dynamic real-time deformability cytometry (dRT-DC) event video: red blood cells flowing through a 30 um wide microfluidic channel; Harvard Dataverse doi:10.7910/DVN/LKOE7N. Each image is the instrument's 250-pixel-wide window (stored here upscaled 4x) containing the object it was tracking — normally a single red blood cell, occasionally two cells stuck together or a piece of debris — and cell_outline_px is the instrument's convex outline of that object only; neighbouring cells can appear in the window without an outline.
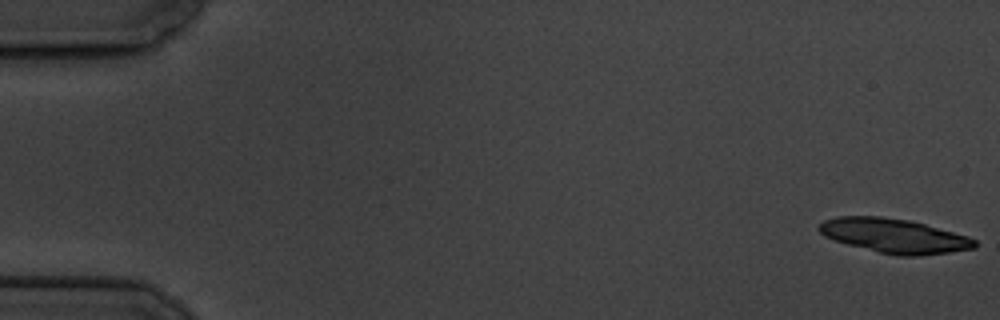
{"species": "common noctule bat (a hibernating species)", "species_latin": "Nyctalus noctula", "temperature_condition": "cold", "stored_images_in_passage": 14, "camera_frame_rate_fps": 3000, "um_per_image_px": 0.085, "animal": {"sex": "male", "body_mass_g": 19.5, "forearm_length_mm": 54.6}, "frame": {"image": 1, "passage_image": 1, "time_ms": 0.0, "image_size_px": [1000, 320], "cell_outline_px": [[976, 248], [920, 256], [896, 256], [848, 244], [824, 236], [816, 228], [824, 220], [836, 216], [880, 216], [908, 220], [924, 224], [968, 236], [976, 240]], "centroid_in_image_um": [76.0, 20.04], "position_along_channel_um": 9.0, "area_um2": 30.92}}